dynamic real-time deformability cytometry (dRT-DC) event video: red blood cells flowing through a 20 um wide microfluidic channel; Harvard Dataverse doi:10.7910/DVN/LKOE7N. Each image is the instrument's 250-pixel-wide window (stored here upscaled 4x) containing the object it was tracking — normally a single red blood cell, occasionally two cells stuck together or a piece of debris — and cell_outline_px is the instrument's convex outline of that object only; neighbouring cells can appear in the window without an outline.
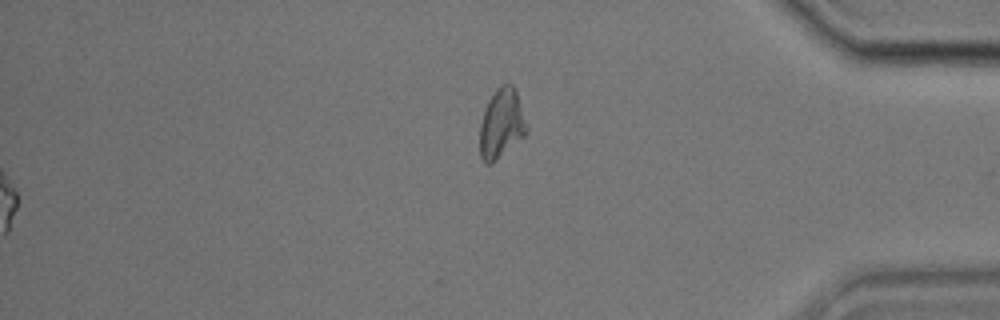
{"species": "common noctule bat (a hibernating species)", "species_latin": "Nyctalus noctula", "temperature_condition": "cold", "stored_images_in_passage": 58, "camera_frame_rate_fps": 3000, "um_per_image_px": 0.085, "animal": {"sex": "male", "body_mass_g": 17.9}, "frame": {"image": 1, "passage_image": 58, "time_ms": 19.0, "image_size_px": [1000, 320], "cell_outline_px": [[528, 132], [524, 136], [492, 164], [484, 164], [480, 156], [480, 124], [488, 100], [496, 88], [500, 84], [512, 84], [516, 92], [528, 128]], "centroid_in_image_um": [42.61, 10.53], "position_along_channel_um": 392.6, "area_um2": 18.9}, "authors_computed_cell_mechanics": {"area_um2": 16.8487, "velocity_mm_per_s": 3.4714, "shape_relaxation_time_tau1_ms": 6.2604, "shape_relaxation_time_tau2_ms": null, "deformation_change_tau1": 0.1456, "deformation_change_tau2": null}}